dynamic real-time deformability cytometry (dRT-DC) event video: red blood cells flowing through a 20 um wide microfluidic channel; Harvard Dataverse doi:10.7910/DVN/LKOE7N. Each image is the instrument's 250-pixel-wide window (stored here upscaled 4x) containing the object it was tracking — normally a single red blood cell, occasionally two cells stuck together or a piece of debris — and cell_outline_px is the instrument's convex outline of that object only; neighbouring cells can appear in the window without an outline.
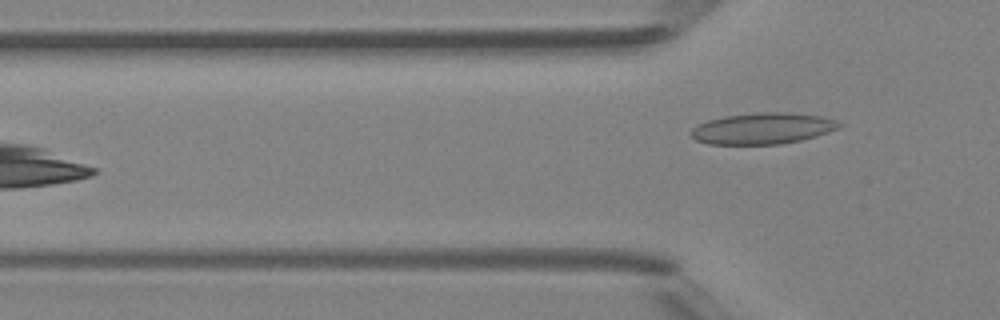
{"species": "Egyptian fruit bat (a non-hibernating species)", "species_latin": "Rousettus aegyptiacus", "temperature_condition": "room temperature", "stored_images_in_passage": 6, "camera_frame_rate_fps": 3000, "um_per_image_px": 0.085, "animal": {"sex": "female"}, "frame": {"image": 1, "passage_image": 6, "time_ms": 6.667, "image_size_px": [1000, 320], "cell_outline_px": [[844, 124], [840, 128], [816, 136], [800, 140], [780, 144], [708, 144], [696, 140], [688, 132], [692, 128], [708, 120], [724, 116], [756, 112], [792, 112], [820, 116], [836, 120]], "centroid_in_image_um": [64.84, 10.91], "position_along_channel_um": 61.0, "area_um2": 27.11}}